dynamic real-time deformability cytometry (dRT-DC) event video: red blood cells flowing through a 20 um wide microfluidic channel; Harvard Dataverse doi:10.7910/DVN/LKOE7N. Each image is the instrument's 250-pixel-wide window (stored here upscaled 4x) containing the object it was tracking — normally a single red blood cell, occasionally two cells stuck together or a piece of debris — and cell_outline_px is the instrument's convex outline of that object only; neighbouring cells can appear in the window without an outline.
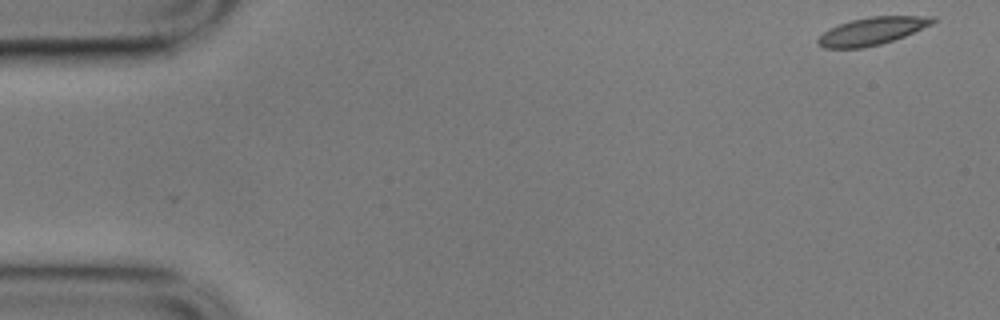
{"species": "common noctule bat (a hibernating species)", "species_latin": "Nyctalus noctula", "temperature_condition": "cold", "stored_images_in_passage": 55, "camera_frame_rate_fps": 3000, "um_per_image_px": 0.085, "animal": {"sex": "male", "body_mass_g": 17.9}, "frame": {"image": 1, "passage_image": 1, "time_ms": 0.0, "image_size_px": [1000, 320], "cell_outline_px": [[936, 20], [932, 24], [904, 36], [880, 44], [864, 48], [824, 48], [816, 44], [816, 40], [824, 32], [840, 24], [852, 20], [872, 16], [936, 16]], "centroid_in_image_um": [74.13, 2.64], "position_along_channel_um": 10.9, "area_um2": 18.26}}
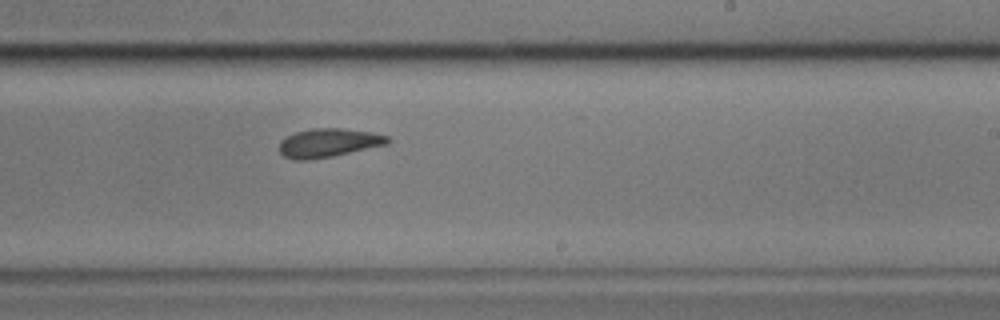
{"frame": {"image": 2, "passage_image": 33, "time_ms": 10.667, "image_size_px": [1000, 320], "cell_outline_px": [[392, 140], [388, 144], [332, 156], [308, 160], [292, 160], [284, 156], [280, 152], [280, 140], [296, 132], [312, 128], [344, 128], [372, 132], [388, 136]], "centroid_in_image_um": [27.94, 12.13], "position_along_channel_um": 261.1, "area_um2": 18.15}}
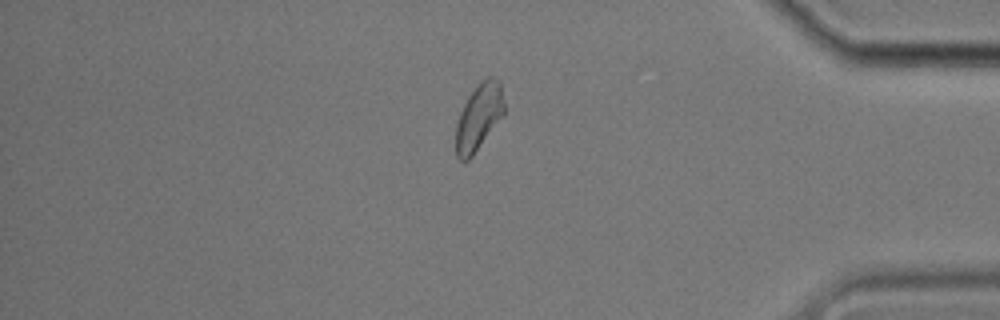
{"frame": {"image": 3, "passage_image": 47, "time_ms": 15.333, "image_size_px": [1000, 320], "cell_outline_px": [[504, 116], [472, 156], [468, 160], [460, 160], [456, 156], [456, 124], [460, 112], [468, 96], [488, 76], [496, 76], [500, 80], [504, 104]], "centroid_in_image_um": [40.72, 9.95], "position_along_channel_um": 394.5, "area_um2": 18.67}, "authors_computed_cell_mechanics": {"area_um2": 18.6116, "velocity_mm_per_s": 3.4923, "shape_relaxation_time_tau1_ms": null, "shape_relaxation_time_tau2_ms": 6.4545, "deformation_change_tau1": null, "deformation_change_tau2": 0.1145}}